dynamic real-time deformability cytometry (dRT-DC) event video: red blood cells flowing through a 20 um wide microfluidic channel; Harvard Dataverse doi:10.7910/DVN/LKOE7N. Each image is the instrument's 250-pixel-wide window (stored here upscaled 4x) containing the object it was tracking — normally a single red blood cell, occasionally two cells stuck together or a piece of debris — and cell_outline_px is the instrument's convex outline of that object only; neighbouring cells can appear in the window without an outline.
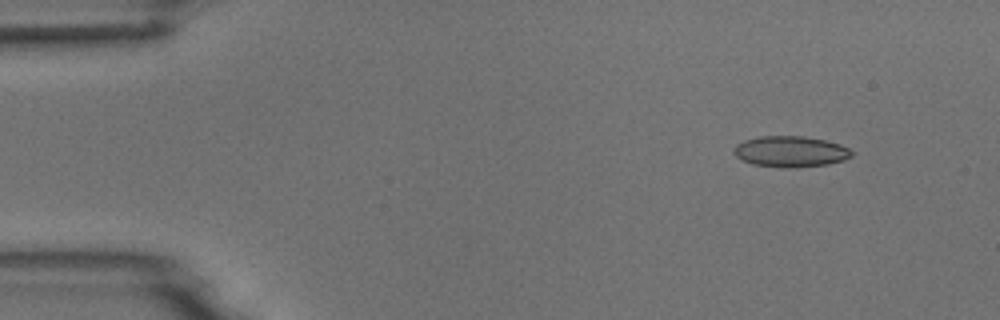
{"species": "common noctule bat (a hibernating species)", "species_latin": "Nyctalus noctula", "temperature_condition": "room temperature", "stored_images_in_passage": 13, "camera_frame_rate_fps": 3000, "um_per_image_px": 0.085, "animal": {"sex": "male", "body_mass_g": 18.8}, "frame": {"image": 1, "passage_image": 5, "time_ms": 1.333, "image_size_px": [1000, 320], "cell_outline_px": [[852, 156], [844, 160], [828, 164], [796, 168], [788, 168], [752, 164], [740, 160], [732, 152], [736, 144], [744, 140], [760, 136], [804, 136], [824, 140], [840, 144], [848, 148], [852, 152]], "centroid_in_image_um": [67.17, 12.89], "position_along_channel_um": 17.8, "area_um2": 21.39}}